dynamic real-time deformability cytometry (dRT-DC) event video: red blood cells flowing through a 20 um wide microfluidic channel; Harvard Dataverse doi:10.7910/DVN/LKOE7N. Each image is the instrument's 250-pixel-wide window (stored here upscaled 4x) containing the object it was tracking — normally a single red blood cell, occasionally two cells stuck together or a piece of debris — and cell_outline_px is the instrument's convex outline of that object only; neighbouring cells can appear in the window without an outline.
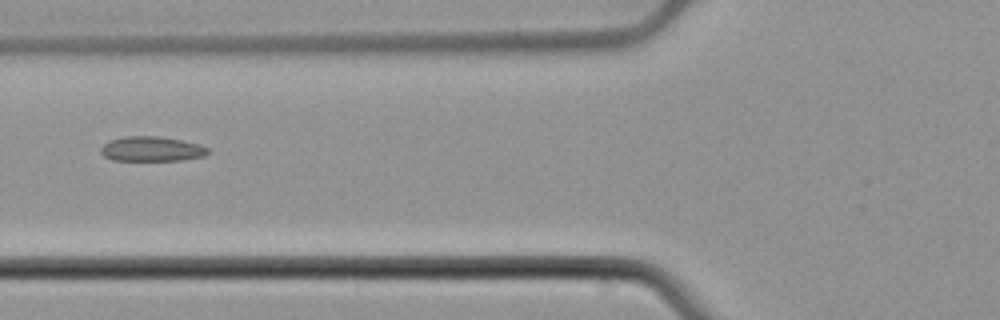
{"species": "common noctule bat (a hibernating species)", "species_latin": "Nyctalus noctula", "temperature_condition": "cold", "stored_images_in_passage": 4, "camera_frame_rate_fps": 3000, "um_per_image_px": 0.085, "animal": {"sex": "male", "body_mass_g": 21.5, "forearm_length_mm": 52.0}, "frame": {"image": 1, "passage_image": 4, "time_ms": 1.0, "image_size_px": [1000, 320], "cell_outline_px": [[212, 152], [204, 156], [184, 160], [112, 160], [104, 156], [100, 152], [100, 148], [104, 144], [112, 140], [124, 136], [160, 136], [200, 144], [208, 148]], "centroid_in_image_um": [12.93, 12.66], "position_along_channel_um": 112.9, "area_um2": 15.55}}